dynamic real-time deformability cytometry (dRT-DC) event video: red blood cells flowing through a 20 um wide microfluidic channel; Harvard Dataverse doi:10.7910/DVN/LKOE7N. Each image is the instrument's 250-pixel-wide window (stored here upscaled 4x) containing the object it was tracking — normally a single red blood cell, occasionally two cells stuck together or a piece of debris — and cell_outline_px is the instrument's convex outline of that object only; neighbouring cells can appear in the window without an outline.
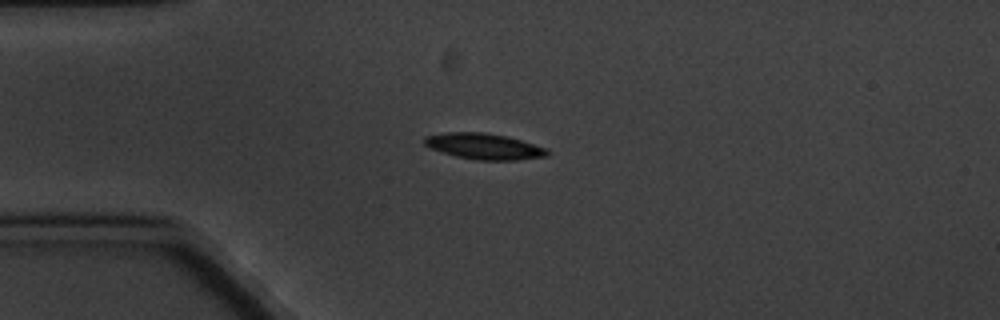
{"species": "common noctule bat (a hibernating species)", "species_latin": "Nyctalus noctula", "temperature_condition": "cold", "stored_images_in_passage": 8, "camera_frame_rate_fps": 3000, "um_per_image_px": 0.085, "animal": {"sex": "male", "body_mass_g": 20.1, "forearm_length_mm": 53.5}, "frame": {"image": 1, "passage_image": 4, "time_ms": 3.333, "image_size_px": [1000, 320], "cell_outline_px": [[548, 156], [516, 160], [476, 160], [456, 156], [432, 148], [424, 144], [424, 136], [444, 132], [484, 132], [508, 136], [548, 148]], "centroid_in_image_um": [41.17, 12.43], "position_along_channel_um": 43.8, "area_um2": 18.61}}